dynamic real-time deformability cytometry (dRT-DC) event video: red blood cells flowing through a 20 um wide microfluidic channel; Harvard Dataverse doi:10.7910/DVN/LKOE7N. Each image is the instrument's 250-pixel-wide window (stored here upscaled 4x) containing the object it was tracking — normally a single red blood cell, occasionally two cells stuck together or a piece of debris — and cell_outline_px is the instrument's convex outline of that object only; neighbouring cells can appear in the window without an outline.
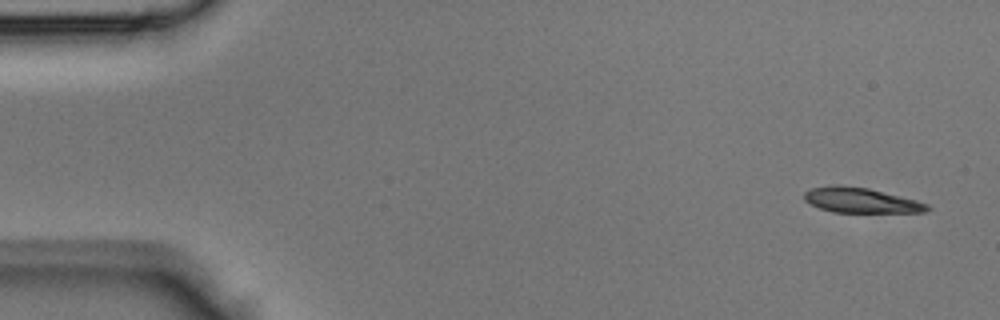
{"species": "Egyptian fruit bat (a non-hibernating species)", "species_latin": "Rousettus aegyptiacus", "temperature_condition": "room temperature", "stored_images_in_passage": 42, "camera_frame_rate_fps": 3000, "um_per_image_px": 0.085, "animal": {"sex": "male"}, "frame": {"image": 1, "passage_image": 1, "time_ms": 0.0, "image_size_px": [1000, 320], "cell_outline_px": [[932, 208], [928, 212], [832, 212], [820, 208], [804, 200], [804, 192], [812, 188], [832, 184], [840, 184], [868, 188], [916, 200], [928, 204]], "centroid_in_image_um": [73.18, 17.02], "position_along_channel_um": 11.8, "area_um2": 18.03}}
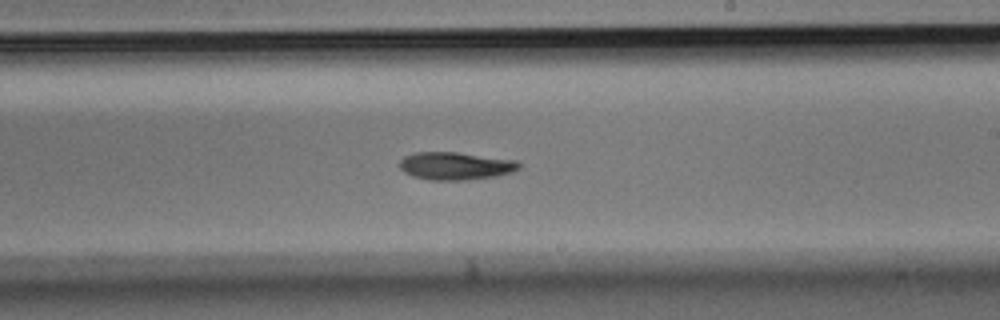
{"frame": {"image": 2, "passage_image": 24, "time_ms": 7.667, "image_size_px": [1000, 320], "cell_outline_px": [[520, 168], [512, 172], [496, 176], [464, 180], [428, 180], [412, 176], [404, 172], [400, 168], [400, 160], [404, 156], [416, 152], [456, 152], [516, 160], [520, 164]], "centroid_in_image_um": [38.7, 14.1], "position_along_channel_um": 250.3, "area_um2": 19.31}}
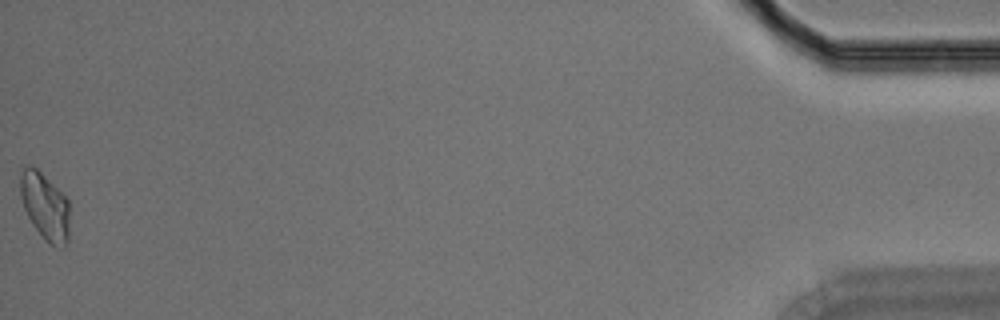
{"frame": {"image": 3, "passage_image": 42, "time_ms": 13.667, "image_size_px": [1000, 320], "cell_outline_px": [[68, 240], [60, 248], [56, 248], [48, 244], [44, 240], [32, 224], [24, 208], [20, 196], [20, 172], [28, 164], [32, 164], [68, 200]], "centroid_in_image_um": [3.79, 17.56], "position_along_channel_um": 431.4, "area_um2": 19.13}}